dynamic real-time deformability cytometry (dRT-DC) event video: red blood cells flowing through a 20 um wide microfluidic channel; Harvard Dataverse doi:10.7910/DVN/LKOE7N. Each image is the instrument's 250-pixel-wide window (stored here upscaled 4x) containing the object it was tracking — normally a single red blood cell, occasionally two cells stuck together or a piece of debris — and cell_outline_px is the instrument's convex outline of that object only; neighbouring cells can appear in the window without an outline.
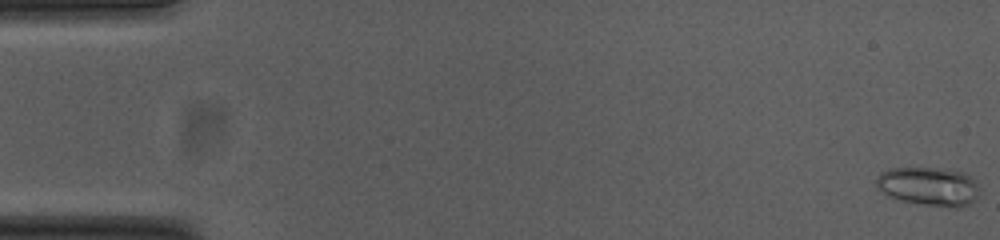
{"species": "common noctule bat (a hibernating species)", "species_latin": "Nyctalus noctula", "temperature_condition": "cold", "stored_images_in_passage": 55, "camera_frame_rate_fps": 3000, "um_per_image_px": 0.085, "animal": {"sex": "female", "body_mass_g": 23.0, "forearm_length_mm": 53.4}, "frame": {"image": 1, "passage_image": 1, "time_ms": 0.0, "image_size_px": [1000, 240], "cell_outline_px": [[980, 192], [976, 200], [960, 208], [956, 208], [916, 204], [896, 200], [888, 196], [876, 184], [876, 176], [880, 172], [888, 168], [932, 168], [964, 172], [972, 176], [976, 180], [980, 188]], "centroid_in_image_um": [78.98, 15.86], "position_along_channel_um": 6.0, "area_um2": 23.81}}
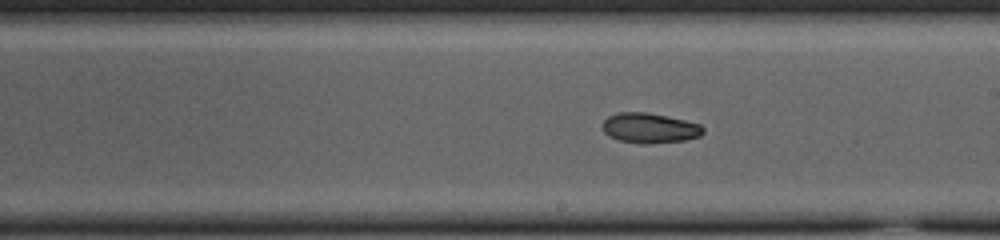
{"frame": {"image": 2, "passage_image": 31, "time_ms": 10.0, "image_size_px": [1000, 240], "cell_outline_px": [[704, 132], [700, 136], [684, 140], [648, 144], [644, 144], [620, 140], [608, 136], [604, 132], [600, 124], [608, 116], [620, 112], [648, 112], [684, 120], [700, 124], [704, 128]], "centroid_in_image_um": [55.2, 10.88], "position_along_channel_um": 233.8, "area_um2": 17.69}}
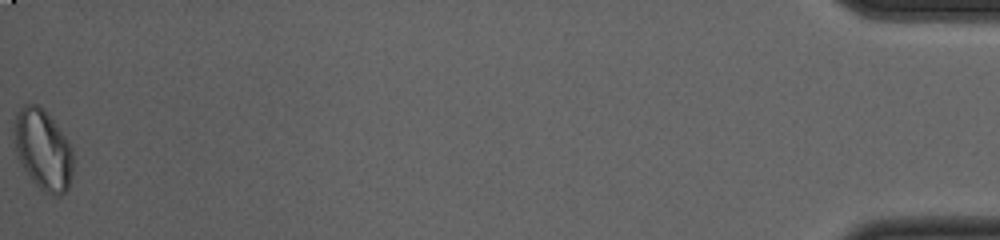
{"frame": {"image": 3, "passage_image": 55, "time_ms": 18.0, "image_size_px": [1000, 240], "cell_outline_px": [[72, 176], [68, 188], [60, 196], [52, 196], [44, 192], [32, 180], [20, 164], [16, 156], [16, 112], [24, 104], [40, 104], [56, 124], [68, 140], [72, 148]], "centroid_in_image_um": [3.68, 12.74], "position_along_channel_um": 431.5, "area_um2": 27.51}, "authors_computed_cell_mechanics": {"area_um2": 18.9584, "velocity_mm_per_s": 3.7576, "shape_relaxation_time_tau1_ms": null, "shape_relaxation_time_tau2_ms": 3.1599, "deformation_change_tau1": null, "deformation_change_tau2": 0.0742}}